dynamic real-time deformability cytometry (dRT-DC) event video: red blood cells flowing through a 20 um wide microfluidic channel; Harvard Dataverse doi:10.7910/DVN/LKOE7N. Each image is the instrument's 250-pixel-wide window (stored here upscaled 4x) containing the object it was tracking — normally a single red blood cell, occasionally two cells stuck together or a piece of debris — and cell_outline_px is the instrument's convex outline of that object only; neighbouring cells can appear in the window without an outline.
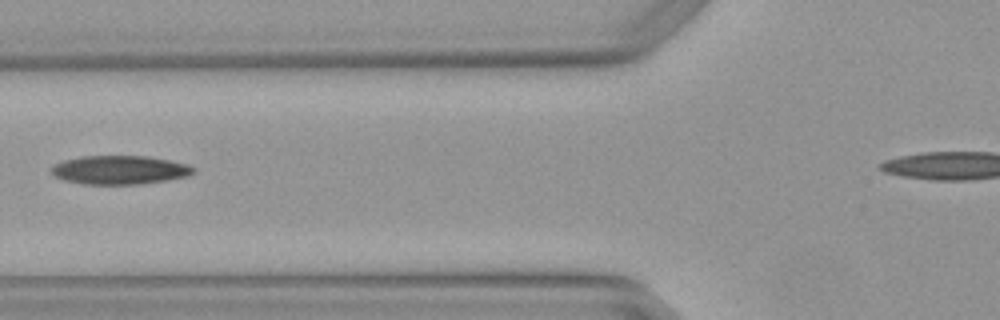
{"species": "Egyptian fruit bat (a non-hibernating species)", "species_latin": "Rousettus aegyptiacus", "temperature_condition": "warm", "stored_images_in_passage": 2, "camera_frame_rate_fps": 3000, "um_per_image_px": 0.085, "animal": {"sex": "female"}, "frame": {"image": 1, "passage_image": 2, "time_ms": 0.333, "image_size_px": [1000, 320], "cell_outline_px": [[196, 172], [188, 176], [140, 184], [84, 184], [64, 180], [56, 176], [52, 172], [52, 164], [64, 160], [80, 156], [148, 156], [188, 164], [196, 168]], "centroid_in_image_um": [10.19, 14.44], "position_along_channel_um": 115.6, "area_um2": 23.76}}